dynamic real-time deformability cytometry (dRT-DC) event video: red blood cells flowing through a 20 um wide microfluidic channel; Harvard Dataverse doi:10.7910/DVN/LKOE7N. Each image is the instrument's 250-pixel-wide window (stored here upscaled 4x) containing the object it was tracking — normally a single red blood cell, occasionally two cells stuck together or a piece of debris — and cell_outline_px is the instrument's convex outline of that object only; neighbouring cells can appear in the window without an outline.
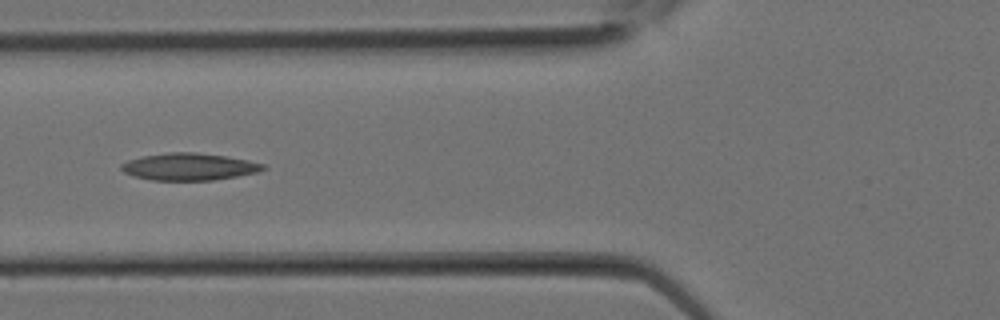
{"species": "Egyptian fruit bat (a non-hibernating species)", "species_latin": "Rousettus aegyptiacus", "temperature_condition": "room temperature", "stored_images_in_passage": 10, "camera_frame_rate_fps": 3000, "um_per_image_px": 0.085, "animal": {"sex": "female"}, "frame": {"image": 1, "passage_image": 9, "time_ms": 2.667, "image_size_px": [1000, 320], "cell_outline_px": [[268, 168], [260, 172], [212, 180], [152, 180], [132, 176], [124, 172], [120, 168], [120, 164], [128, 160], [140, 156], [168, 152], [196, 152], [228, 156], [248, 160], [264, 164]], "centroid_in_image_um": [16.07, 14.16], "position_along_channel_um": 109.7, "area_um2": 22.66}}